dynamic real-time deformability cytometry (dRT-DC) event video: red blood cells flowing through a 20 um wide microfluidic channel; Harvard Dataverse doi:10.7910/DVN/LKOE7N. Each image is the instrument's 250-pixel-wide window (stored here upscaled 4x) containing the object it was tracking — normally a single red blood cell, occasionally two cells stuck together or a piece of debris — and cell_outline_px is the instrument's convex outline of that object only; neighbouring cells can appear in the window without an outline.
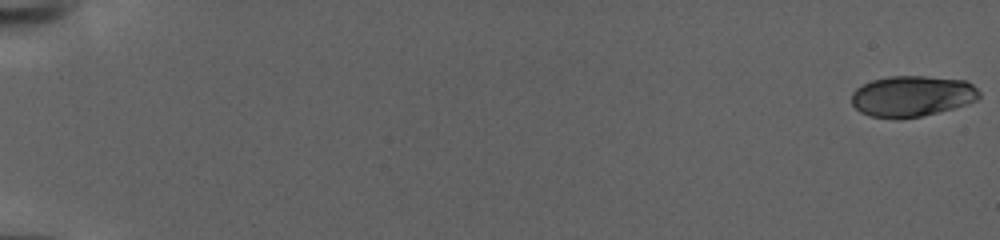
{"species": "human", "species_latin": "Homo sapiens", "temperature_condition": "warm", "stored_images_in_passage": 147, "camera_frame_rate_fps": 3000, "um_per_image_px": 0.085, "donor": {"sex": "female"}, "frame": {"image": 1, "passage_image": 1, "time_ms": 0.0, "image_size_px": [1000, 240], "cell_outline_px": [[980, 96], [976, 100], [968, 104], [920, 116], [896, 120], [872, 116], [860, 112], [852, 104], [852, 92], [856, 88], [872, 80], [888, 76], [928, 76], [964, 80], [972, 84], [980, 92]], "centroid_in_image_um": [77.51, 8.17], "position_along_channel_um": 7.5, "area_um2": 30.52}}
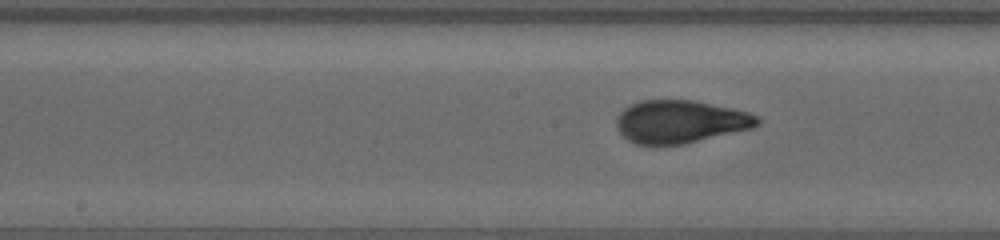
{"frame": {"image": 2, "passage_image": 81, "time_ms": 26.667, "image_size_px": [1000, 240], "cell_outline_px": [[760, 124], [752, 128], [684, 144], [636, 144], [628, 140], [616, 128], [616, 120], [620, 112], [624, 108], [640, 100], [692, 100], [732, 108], [748, 112], [760, 116]], "centroid_in_image_um": [57.83, 10.33], "position_along_channel_um": 190.4, "area_um2": 35.08}}
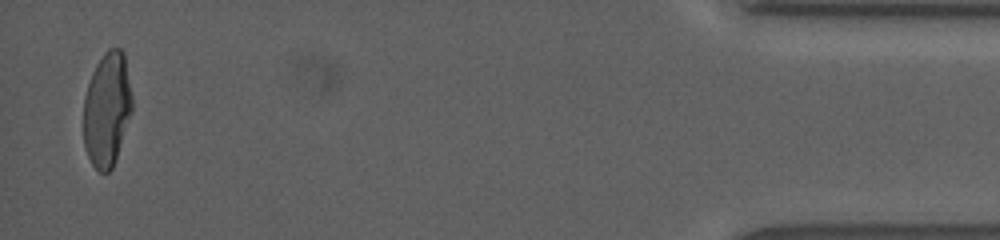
{"frame": {"image": 3, "passage_image": 144, "time_ms": 47.667, "image_size_px": [1000, 240], "cell_outline_px": [[132, 112], [112, 168], [108, 172], [100, 172], [92, 164], [88, 156], [84, 144], [84, 96], [92, 72], [96, 64], [104, 52], [108, 48], [120, 48], [124, 52], [132, 96]], "centroid_in_image_um": [9.1, 9.26], "position_along_channel_um": 426.1, "area_um2": 32.25}}